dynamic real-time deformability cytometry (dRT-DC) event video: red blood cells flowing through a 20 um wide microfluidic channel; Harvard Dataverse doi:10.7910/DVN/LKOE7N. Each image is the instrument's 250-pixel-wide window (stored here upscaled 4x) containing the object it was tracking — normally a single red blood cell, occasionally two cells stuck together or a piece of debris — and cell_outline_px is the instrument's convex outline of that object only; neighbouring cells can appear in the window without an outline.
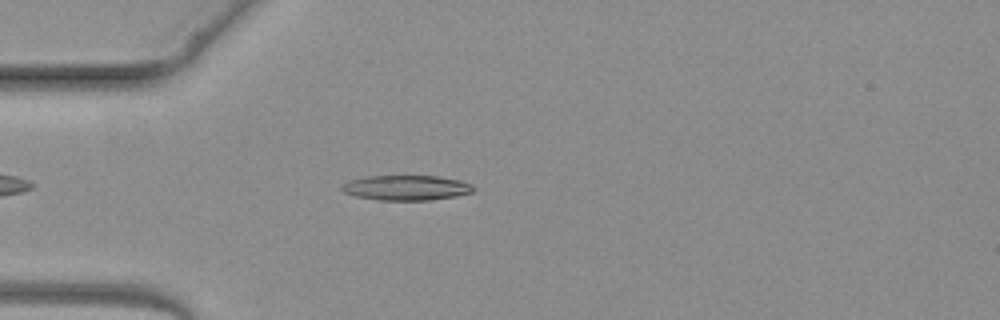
{"species": "common noctule bat (a hibernating species)", "species_latin": "Nyctalus noctula", "temperature_condition": "warm", "stored_images_in_passage": 4, "camera_frame_rate_fps": 3000, "um_per_image_px": 0.085, "animal": {"sex": "female", "body_mass_g": 19.3, "forearm_length_mm": 54.1}, "frame": {"image": 1, "passage_image": 4, "time_ms": 3.333, "image_size_px": [1000, 320], "cell_outline_px": [[476, 188], [472, 192], [456, 196], [432, 200], [380, 200], [356, 196], [344, 192], [340, 188], [340, 184], [348, 180], [364, 176], [436, 176], [460, 180], [472, 184]], "centroid_in_image_um": [34.52, 15.95], "position_along_channel_um": 50.5, "area_um2": 19.36}}